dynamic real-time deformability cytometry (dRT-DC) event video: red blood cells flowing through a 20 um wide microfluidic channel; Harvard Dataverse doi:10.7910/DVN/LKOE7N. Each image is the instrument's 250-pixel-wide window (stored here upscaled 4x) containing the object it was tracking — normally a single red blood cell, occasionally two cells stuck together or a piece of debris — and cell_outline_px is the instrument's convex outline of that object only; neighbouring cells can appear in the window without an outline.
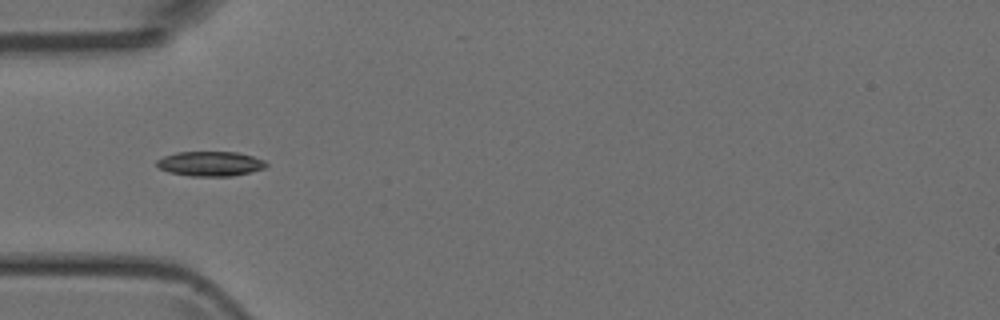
{"species": "Egyptian fruit bat (a non-hibernating species)", "species_latin": "Rousettus aegyptiacus", "temperature_condition": "room temperature", "stored_images_in_passage": 3, "camera_frame_rate_fps": 3000, "um_per_image_px": 0.085, "animal": {"sex": "female"}, "frame": {"image": 1, "passage_image": 3, "time_ms": 2.333, "image_size_px": [1000, 320], "cell_outline_px": [[268, 164], [264, 168], [232, 176], [192, 176], [168, 172], [160, 168], [156, 164], [156, 160], [164, 156], [176, 152], [236, 152], [252, 156], [264, 160]], "centroid_in_image_um": [17.85, 13.91], "position_along_channel_um": 67.1, "area_um2": 15.66}}